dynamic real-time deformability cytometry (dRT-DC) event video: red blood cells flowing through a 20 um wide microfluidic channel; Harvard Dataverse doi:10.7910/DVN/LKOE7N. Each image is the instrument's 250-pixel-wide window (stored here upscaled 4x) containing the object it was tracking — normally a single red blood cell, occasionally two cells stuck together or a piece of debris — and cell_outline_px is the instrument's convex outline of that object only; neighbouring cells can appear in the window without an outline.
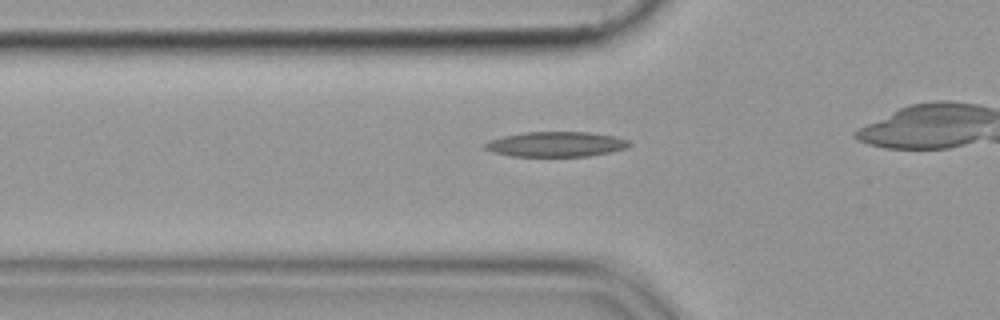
{"species": "common noctule bat (a hibernating species)", "species_latin": "Nyctalus noctula", "temperature_condition": "cold", "stored_images_in_passage": 33, "camera_frame_rate_fps": 3000, "um_per_image_px": 0.085, "animal": {"sex": "female", "body_mass_g": 19.9}, "frame": {"image": 1, "passage_image": 7, "time_ms": 2.0, "image_size_px": [1000, 320], "cell_outline_px": [[632, 144], [628, 148], [612, 152], [588, 156], [512, 156], [492, 152], [484, 148], [484, 144], [492, 140], [504, 136], [524, 132], [588, 132], [616, 136], [628, 140]], "centroid_in_image_um": [47.32, 12.26], "position_along_channel_um": 78.5, "area_um2": 21.1}}
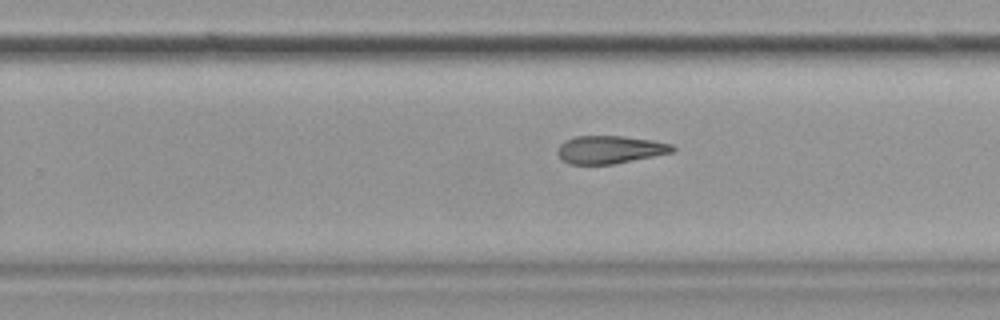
{"frame": {"image": 2, "passage_image": 23, "time_ms": 7.333, "image_size_px": [1000, 320], "cell_outline_px": [[676, 148], [672, 152], [612, 164], [568, 164], [556, 152], [560, 144], [564, 140], [576, 136], [624, 136], [652, 140], [672, 144]], "centroid_in_image_um": [51.82, 12.7], "position_along_channel_um": 278.0, "area_um2": 18.5}}
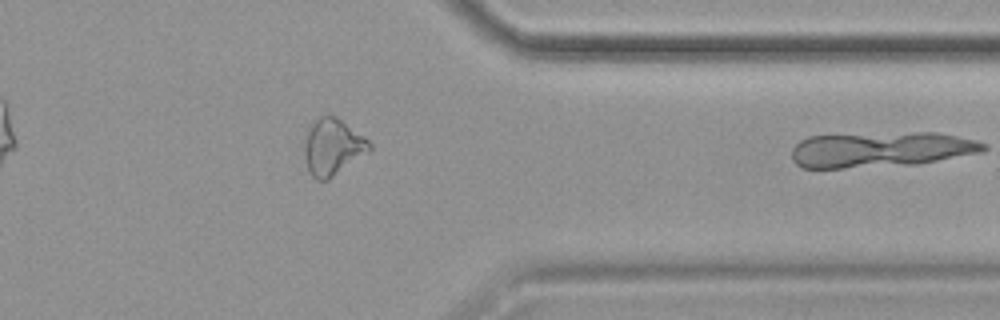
{"frame": {"image": 3, "passage_image": 32, "time_ms": 10.333, "image_size_px": [1000, 320], "cell_outline_px": [[372, 148], [368, 152], [328, 180], [316, 180], [312, 176], [308, 168], [304, 156], [304, 136], [308, 124], [312, 120], [320, 116], [336, 116], [364, 136], [372, 144]], "centroid_in_image_um": [28.24, 12.47], "position_along_channel_um": 383.2, "area_um2": 21.62}}